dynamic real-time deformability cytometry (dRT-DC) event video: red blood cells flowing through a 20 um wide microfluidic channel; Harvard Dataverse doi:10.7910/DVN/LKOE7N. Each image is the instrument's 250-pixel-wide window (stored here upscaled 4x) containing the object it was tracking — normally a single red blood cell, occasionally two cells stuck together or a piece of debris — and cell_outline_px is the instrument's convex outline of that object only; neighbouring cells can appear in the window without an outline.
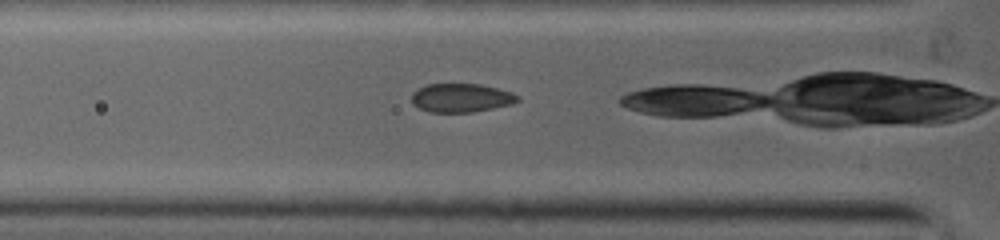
{"species": "common noctule bat (a hibernating species)", "species_latin": "Nyctalus noctula", "temperature_condition": "warm", "stored_images_in_passage": 13, "camera_frame_rate_fps": 5000, "um_per_image_px": 0.085, "animal": {"sex": "female", "body_mass_g": 19.0, "forearm_length_mm": 53.3}, "frame": {"image": 1, "passage_image": 3, "time_ms": 0.6, "image_size_px": [1000, 240], "cell_outline_px": [[520, 100], [512, 104], [472, 112], [432, 112], [420, 108], [412, 104], [412, 92], [428, 84], [480, 84], [512, 92], [520, 96]], "centroid_in_image_um": [39.22, 8.31], "position_along_channel_um": 86.6, "area_um2": 17.63}}
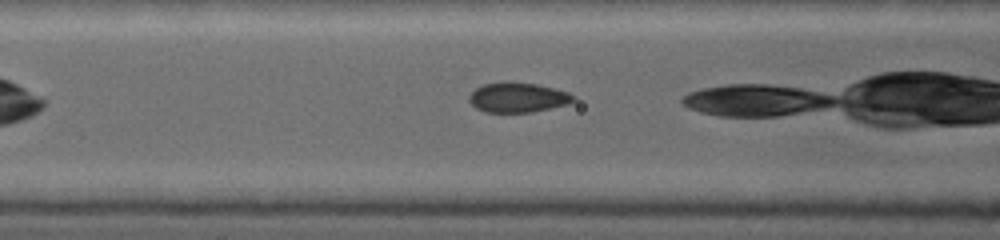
{"frame": {"image": 2, "passage_image": 6, "time_ms": 1.4, "image_size_px": [1000, 240], "cell_outline_px": [[572, 100], [564, 104], [548, 108], [528, 112], [488, 112], [476, 108], [468, 100], [468, 96], [476, 88], [484, 84], [532, 84], [552, 88], [568, 92], [572, 96]], "centroid_in_image_um": [43.93, 8.31], "position_along_channel_um": 122.7, "area_um2": 16.99}}